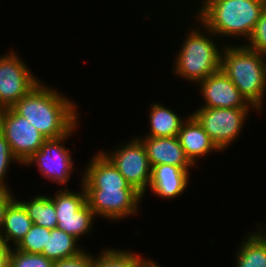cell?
I'll return each mask as SVG.
<instances>
[{
    "instance_id": "6da1fadb",
    "label": "cell",
    "mask_w": 266,
    "mask_h": 267,
    "mask_svg": "<svg viewBox=\"0 0 266 267\" xmlns=\"http://www.w3.org/2000/svg\"><path fill=\"white\" fill-rule=\"evenodd\" d=\"M41 81L11 108L25 117L46 139L66 135L77 123L75 102Z\"/></svg>"
},
{
    "instance_id": "7a4b0ae2",
    "label": "cell",
    "mask_w": 266,
    "mask_h": 267,
    "mask_svg": "<svg viewBox=\"0 0 266 267\" xmlns=\"http://www.w3.org/2000/svg\"><path fill=\"white\" fill-rule=\"evenodd\" d=\"M195 12L197 24L208 28L216 37H251L266 0H201Z\"/></svg>"
},
{
    "instance_id": "3957f363",
    "label": "cell",
    "mask_w": 266,
    "mask_h": 267,
    "mask_svg": "<svg viewBox=\"0 0 266 267\" xmlns=\"http://www.w3.org/2000/svg\"><path fill=\"white\" fill-rule=\"evenodd\" d=\"M266 57L246 45H224L220 70L258 111L266 96Z\"/></svg>"
},
{
    "instance_id": "277c9868",
    "label": "cell",
    "mask_w": 266,
    "mask_h": 267,
    "mask_svg": "<svg viewBox=\"0 0 266 267\" xmlns=\"http://www.w3.org/2000/svg\"><path fill=\"white\" fill-rule=\"evenodd\" d=\"M199 27L191 28L184 36L186 38L175 56L174 67H172L173 74L192 84H197L220 71L222 46H224L220 45V49L217 42L214 43L215 35L202 24Z\"/></svg>"
},
{
    "instance_id": "5b68a950",
    "label": "cell",
    "mask_w": 266,
    "mask_h": 267,
    "mask_svg": "<svg viewBox=\"0 0 266 267\" xmlns=\"http://www.w3.org/2000/svg\"><path fill=\"white\" fill-rule=\"evenodd\" d=\"M80 192L65 189L55 191L54 202L57 216L56 228L71 234L76 239L89 235L96 219L93 210L86 202V192L82 184Z\"/></svg>"
},
{
    "instance_id": "8992f818",
    "label": "cell",
    "mask_w": 266,
    "mask_h": 267,
    "mask_svg": "<svg viewBox=\"0 0 266 267\" xmlns=\"http://www.w3.org/2000/svg\"><path fill=\"white\" fill-rule=\"evenodd\" d=\"M251 108H204L192 112L210 139L222 152L240 136Z\"/></svg>"
},
{
    "instance_id": "52a82bcc",
    "label": "cell",
    "mask_w": 266,
    "mask_h": 267,
    "mask_svg": "<svg viewBox=\"0 0 266 267\" xmlns=\"http://www.w3.org/2000/svg\"><path fill=\"white\" fill-rule=\"evenodd\" d=\"M78 126L77 123L62 137L46 139L40 149L24 163V166L35 164L41 172V176L59 184L61 188L62 185L67 187L70 175L75 169L72 154L69 153L71 150L64 146V141L72 136L74 131L79 128Z\"/></svg>"
},
{
    "instance_id": "ba28073f",
    "label": "cell",
    "mask_w": 266,
    "mask_h": 267,
    "mask_svg": "<svg viewBox=\"0 0 266 267\" xmlns=\"http://www.w3.org/2000/svg\"><path fill=\"white\" fill-rule=\"evenodd\" d=\"M131 142L120 144L113 151L100 150L118 169L126 181L133 186L143 197L149 188L152 168L149 164L146 149L137 137Z\"/></svg>"
},
{
    "instance_id": "9c48e42d",
    "label": "cell",
    "mask_w": 266,
    "mask_h": 267,
    "mask_svg": "<svg viewBox=\"0 0 266 267\" xmlns=\"http://www.w3.org/2000/svg\"><path fill=\"white\" fill-rule=\"evenodd\" d=\"M21 59L13 50L0 55V109L12 107L40 82Z\"/></svg>"
},
{
    "instance_id": "30bf717a",
    "label": "cell",
    "mask_w": 266,
    "mask_h": 267,
    "mask_svg": "<svg viewBox=\"0 0 266 267\" xmlns=\"http://www.w3.org/2000/svg\"><path fill=\"white\" fill-rule=\"evenodd\" d=\"M0 132L22 166L46 140L25 117L18 115L11 107L0 109Z\"/></svg>"
},
{
    "instance_id": "8fae6325",
    "label": "cell",
    "mask_w": 266,
    "mask_h": 267,
    "mask_svg": "<svg viewBox=\"0 0 266 267\" xmlns=\"http://www.w3.org/2000/svg\"><path fill=\"white\" fill-rule=\"evenodd\" d=\"M85 192L94 215L113 222L135 216L143 198L136 189H85Z\"/></svg>"
},
{
    "instance_id": "7c38bea8",
    "label": "cell",
    "mask_w": 266,
    "mask_h": 267,
    "mask_svg": "<svg viewBox=\"0 0 266 267\" xmlns=\"http://www.w3.org/2000/svg\"><path fill=\"white\" fill-rule=\"evenodd\" d=\"M204 100V108L256 109L239 92L233 82L220 70L197 83Z\"/></svg>"
},
{
    "instance_id": "4fadbf2b",
    "label": "cell",
    "mask_w": 266,
    "mask_h": 267,
    "mask_svg": "<svg viewBox=\"0 0 266 267\" xmlns=\"http://www.w3.org/2000/svg\"><path fill=\"white\" fill-rule=\"evenodd\" d=\"M82 173L81 184L85 189H135L100 150Z\"/></svg>"
},
{
    "instance_id": "5bb4252c",
    "label": "cell",
    "mask_w": 266,
    "mask_h": 267,
    "mask_svg": "<svg viewBox=\"0 0 266 267\" xmlns=\"http://www.w3.org/2000/svg\"><path fill=\"white\" fill-rule=\"evenodd\" d=\"M142 141L151 168L156 165H174L180 168H194L186 156L180 141L175 137H139Z\"/></svg>"
},
{
    "instance_id": "9a60e30c",
    "label": "cell",
    "mask_w": 266,
    "mask_h": 267,
    "mask_svg": "<svg viewBox=\"0 0 266 267\" xmlns=\"http://www.w3.org/2000/svg\"><path fill=\"white\" fill-rule=\"evenodd\" d=\"M189 169L191 168L165 164L153 166L149 184L150 190L163 200L181 196L189 185Z\"/></svg>"
},
{
    "instance_id": "2e32d148",
    "label": "cell",
    "mask_w": 266,
    "mask_h": 267,
    "mask_svg": "<svg viewBox=\"0 0 266 267\" xmlns=\"http://www.w3.org/2000/svg\"><path fill=\"white\" fill-rule=\"evenodd\" d=\"M177 137L186 156L195 166H198L199 157L214 151L221 152L191 113L183 122Z\"/></svg>"
},
{
    "instance_id": "e0dca14e",
    "label": "cell",
    "mask_w": 266,
    "mask_h": 267,
    "mask_svg": "<svg viewBox=\"0 0 266 267\" xmlns=\"http://www.w3.org/2000/svg\"><path fill=\"white\" fill-rule=\"evenodd\" d=\"M260 226L249 232L236 250L235 267H266V230Z\"/></svg>"
},
{
    "instance_id": "ac0fdd59",
    "label": "cell",
    "mask_w": 266,
    "mask_h": 267,
    "mask_svg": "<svg viewBox=\"0 0 266 267\" xmlns=\"http://www.w3.org/2000/svg\"><path fill=\"white\" fill-rule=\"evenodd\" d=\"M150 133L144 137H175L178 136L180 128L186 118L179 117L178 113L166 106L152 103L149 114Z\"/></svg>"
},
{
    "instance_id": "d6986e66",
    "label": "cell",
    "mask_w": 266,
    "mask_h": 267,
    "mask_svg": "<svg viewBox=\"0 0 266 267\" xmlns=\"http://www.w3.org/2000/svg\"><path fill=\"white\" fill-rule=\"evenodd\" d=\"M32 224L27 210L15 198L5 211L1 236L9 246V242H12L14 247L27 234Z\"/></svg>"
},
{
    "instance_id": "ffe728a7",
    "label": "cell",
    "mask_w": 266,
    "mask_h": 267,
    "mask_svg": "<svg viewBox=\"0 0 266 267\" xmlns=\"http://www.w3.org/2000/svg\"><path fill=\"white\" fill-rule=\"evenodd\" d=\"M78 239L61 229H51L48 235L47 247L43 248L42 255L55 261L75 257L84 251L80 248Z\"/></svg>"
},
{
    "instance_id": "44dd1931",
    "label": "cell",
    "mask_w": 266,
    "mask_h": 267,
    "mask_svg": "<svg viewBox=\"0 0 266 267\" xmlns=\"http://www.w3.org/2000/svg\"><path fill=\"white\" fill-rule=\"evenodd\" d=\"M27 210L32 222L38 226L54 229L57 226L56 209L50 196L36 194L27 202L18 200Z\"/></svg>"
},
{
    "instance_id": "7402d4cb",
    "label": "cell",
    "mask_w": 266,
    "mask_h": 267,
    "mask_svg": "<svg viewBox=\"0 0 266 267\" xmlns=\"http://www.w3.org/2000/svg\"><path fill=\"white\" fill-rule=\"evenodd\" d=\"M126 250L106 247L97 257L93 255V267H146L151 261L139 253Z\"/></svg>"
},
{
    "instance_id": "603a6c76",
    "label": "cell",
    "mask_w": 266,
    "mask_h": 267,
    "mask_svg": "<svg viewBox=\"0 0 266 267\" xmlns=\"http://www.w3.org/2000/svg\"><path fill=\"white\" fill-rule=\"evenodd\" d=\"M51 229L32 224L27 234L15 246L17 250L31 254H42L43 248L47 247L48 235Z\"/></svg>"
},
{
    "instance_id": "cb8c5ba5",
    "label": "cell",
    "mask_w": 266,
    "mask_h": 267,
    "mask_svg": "<svg viewBox=\"0 0 266 267\" xmlns=\"http://www.w3.org/2000/svg\"><path fill=\"white\" fill-rule=\"evenodd\" d=\"M8 261L12 267H53L54 261L42 254H31L11 247Z\"/></svg>"
},
{
    "instance_id": "d4e9b609",
    "label": "cell",
    "mask_w": 266,
    "mask_h": 267,
    "mask_svg": "<svg viewBox=\"0 0 266 267\" xmlns=\"http://www.w3.org/2000/svg\"><path fill=\"white\" fill-rule=\"evenodd\" d=\"M12 162L21 165L14 156L8 141L0 132V190L11 191L5 179L7 177L8 168Z\"/></svg>"
},
{
    "instance_id": "484cf974",
    "label": "cell",
    "mask_w": 266,
    "mask_h": 267,
    "mask_svg": "<svg viewBox=\"0 0 266 267\" xmlns=\"http://www.w3.org/2000/svg\"><path fill=\"white\" fill-rule=\"evenodd\" d=\"M246 43L245 45L250 49L266 56V7L262 11L255 29Z\"/></svg>"
},
{
    "instance_id": "4316f807",
    "label": "cell",
    "mask_w": 266,
    "mask_h": 267,
    "mask_svg": "<svg viewBox=\"0 0 266 267\" xmlns=\"http://www.w3.org/2000/svg\"><path fill=\"white\" fill-rule=\"evenodd\" d=\"M53 267H93V255L84 250L75 257L55 261Z\"/></svg>"
},
{
    "instance_id": "83f0119b",
    "label": "cell",
    "mask_w": 266,
    "mask_h": 267,
    "mask_svg": "<svg viewBox=\"0 0 266 267\" xmlns=\"http://www.w3.org/2000/svg\"><path fill=\"white\" fill-rule=\"evenodd\" d=\"M14 199L15 196L11 191L0 190V235L3 228L5 211Z\"/></svg>"
},
{
    "instance_id": "f1b7e54d",
    "label": "cell",
    "mask_w": 266,
    "mask_h": 267,
    "mask_svg": "<svg viewBox=\"0 0 266 267\" xmlns=\"http://www.w3.org/2000/svg\"><path fill=\"white\" fill-rule=\"evenodd\" d=\"M11 246H9L3 237L0 235V261H8L9 250Z\"/></svg>"
},
{
    "instance_id": "f546056e",
    "label": "cell",
    "mask_w": 266,
    "mask_h": 267,
    "mask_svg": "<svg viewBox=\"0 0 266 267\" xmlns=\"http://www.w3.org/2000/svg\"><path fill=\"white\" fill-rule=\"evenodd\" d=\"M146 267H161V265H158L157 262H154L153 260H151Z\"/></svg>"
},
{
    "instance_id": "4dcf8cb0",
    "label": "cell",
    "mask_w": 266,
    "mask_h": 267,
    "mask_svg": "<svg viewBox=\"0 0 266 267\" xmlns=\"http://www.w3.org/2000/svg\"><path fill=\"white\" fill-rule=\"evenodd\" d=\"M2 267H12V265L7 261Z\"/></svg>"
},
{
    "instance_id": "1f68e13d",
    "label": "cell",
    "mask_w": 266,
    "mask_h": 267,
    "mask_svg": "<svg viewBox=\"0 0 266 267\" xmlns=\"http://www.w3.org/2000/svg\"><path fill=\"white\" fill-rule=\"evenodd\" d=\"M7 261H0V267H2Z\"/></svg>"
}]
</instances>
